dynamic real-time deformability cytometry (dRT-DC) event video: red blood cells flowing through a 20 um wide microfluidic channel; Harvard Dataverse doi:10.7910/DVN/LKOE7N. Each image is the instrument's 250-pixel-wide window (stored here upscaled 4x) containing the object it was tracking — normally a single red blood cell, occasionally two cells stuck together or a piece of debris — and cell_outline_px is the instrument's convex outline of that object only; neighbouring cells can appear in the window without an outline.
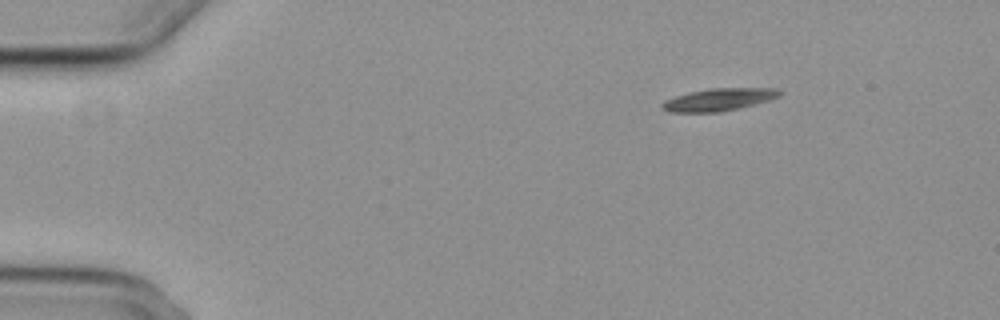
{"species": "common noctule bat (a hibernating species)", "species_latin": "Nyctalus noctula", "temperature_condition": "cold", "stored_images_in_passage": 49, "camera_frame_rate_fps": 3000, "um_per_image_px": 0.085, "animal": {"sex": "female", "body_mass_g": 29.2, "forearm_length_mm": 56.3}, "frame": {"image": 1, "passage_image": 1, "time_ms": 0.0, "image_size_px": [1000, 320], "cell_outline_px": [[780, 96], [768, 100], [740, 108], [716, 112], [668, 112], [660, 108], [660, 104], [664, 100], [688, 92], [708, 88], [776, 88], [780, 92]], "centroid_in_image_um": [61.03, 8.46], "position_along_channel_um": 24.0, "area_um2": 15.37}}
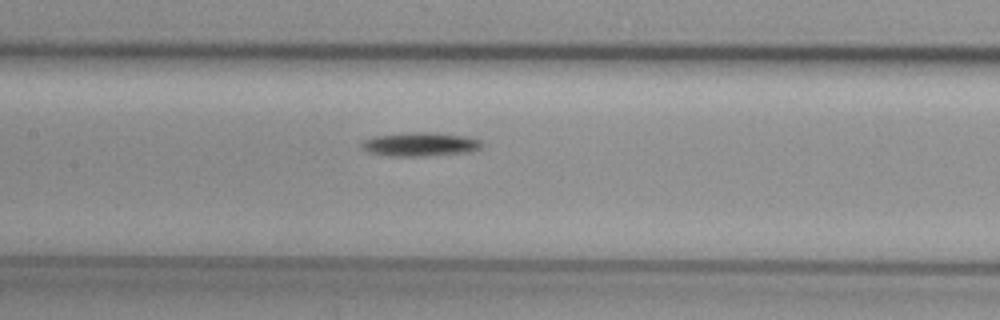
{"frame": {"image": 2, "passage_image": 20, "time_ms": 6.333, "image_size_px": [1000, 320], "cell_outline_px": [[480, 148], [472, 152], [416, 156], [396, 156], [368, 152], [360, 144], [364, 140], [372, 136], [408, 132], [436, 132], [468, 136], [480, 140]], "centroid_in_image_um": [35.73, 12.24], "position_along_channel_um": 171.7, "area_um2": 16.65}}
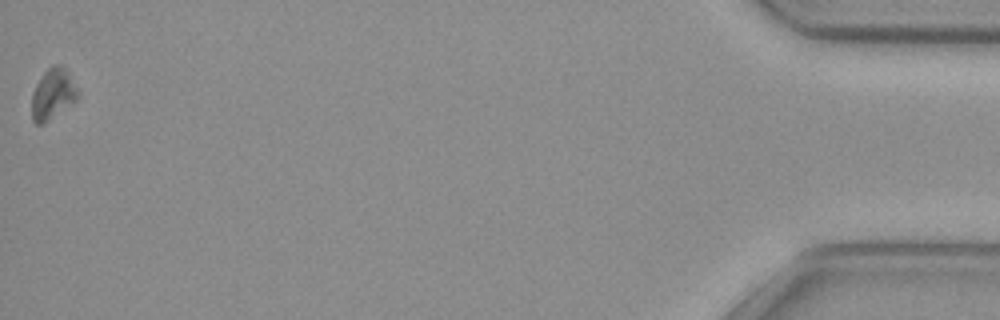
{"frame": {"image": 3, "passage_image": 49, "time_ms": 16.0, "image_size_px": [1000, 320], "cell_outline_px": [[80, 96], [76, 100], [44, 124], [36, 124], [32, 120], [32, 92], [36, 84], [44, 72], [52, 64], [60, 64], [68, 72], [80, 92]], "centroid_in_image_um": [4.5, 7.98], "position_along_channel_um": 430.7, "area_um2": 13.7}, "authors_computed_cell_mechanics": {"area_um2": 14.9124, "velocity_mm_per_s": 3.6915, "shape_relaxation_time_tau1_ms": 2.4494, "shape_relaxation_time_tau2_ms": null, "deformation_change_tau1": 0.0796, "deformation_change_tau2": null}}